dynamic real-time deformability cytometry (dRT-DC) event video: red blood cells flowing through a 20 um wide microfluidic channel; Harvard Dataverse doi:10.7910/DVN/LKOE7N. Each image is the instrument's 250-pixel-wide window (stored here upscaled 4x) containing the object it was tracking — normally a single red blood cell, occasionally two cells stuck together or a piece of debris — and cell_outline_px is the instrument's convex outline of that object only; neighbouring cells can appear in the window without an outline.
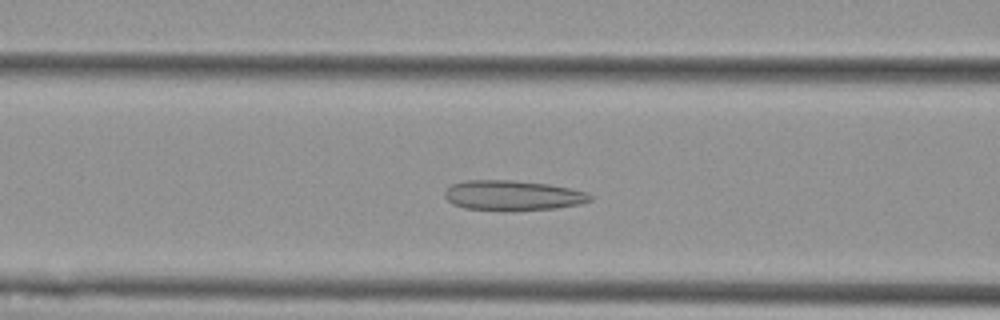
{"species": "Egyptian fruit bat (a non-hibernating species)", "species_latin": "Rousettus aegyptiacus", "temperature_condition": "cold", "stored_images_in_passage": 53, "camera_frame_rate_fps": 3000, "um_per_image_px": 0.085, "animal": {"sex": "female"}, "frame": {"image": 1, "passage_image": 19, "time_ms": 6.0, "image_size_px": [1000, 320], "cell_outline_px": [[592, 200], [580, 204], [556, 208], [512, 212], [464, 208], [452, 204], [444, 196], [444, 192], [452, 184], [464, 180], [512, 180], [548, 184], [568, 188], [584, 192], [592, 196]], "centroid_in_image_um": [43.55, 16.63], "position_along_channel_um": 123.1, "area_um2": 25.78}}
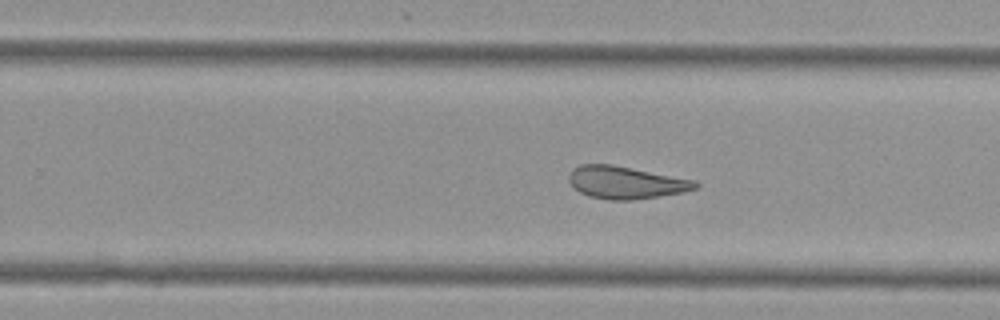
{"frame": {"image": 2, "passage_image": 32, "time_ms": 10.333, "image_size_px": [1000, 320], "cell_outline_px": [[700, 184], [696, 188], [684, 192], [632, 200], [608, 200], [588, 196], [580, 192], [568, 180], [568, 176], [572, 168], [580, 164], [612, 164], [696, 180]], "centroid_in_image_um": [53.19, 15.5], "position_along_channel_um": 276.6, "area_um2": 23.99}}
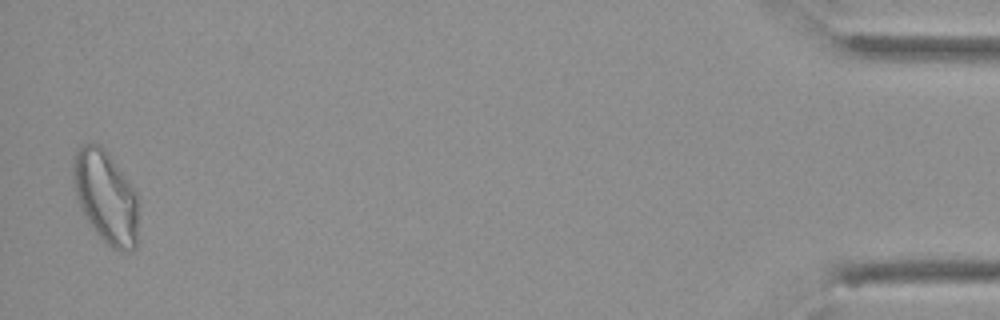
{"frame": {"image": 3, "passage_image": 52, "time_ms": 17.0, "image_size_px": [1000, 320], "cell_outline_px": [[140, 204], [136, 248], [132, 252], [120, 252], [112, 248], [96, 232], [80, 208], [76, 196], [72, 180], [72, 156], [76, 148], [80, 144], [100, 144], [104, 148], [128, 180], [136, 192]], "centroid_in_image_um": [9.01, 16.74], "position_along_channel_um": 426.2, "area_um2": 35.95}, "authors_computed_cell_mechanics": {"area_um2": 27.5128, "velocity_mm_per_s": 3.5586, "shape_relaxation_time_tau1_ms": null, "shape_relaxation_time_tau2_ms": 2.5588, "deformation_change_tau1": null, "deformation_change_tau2": 0.0966}}